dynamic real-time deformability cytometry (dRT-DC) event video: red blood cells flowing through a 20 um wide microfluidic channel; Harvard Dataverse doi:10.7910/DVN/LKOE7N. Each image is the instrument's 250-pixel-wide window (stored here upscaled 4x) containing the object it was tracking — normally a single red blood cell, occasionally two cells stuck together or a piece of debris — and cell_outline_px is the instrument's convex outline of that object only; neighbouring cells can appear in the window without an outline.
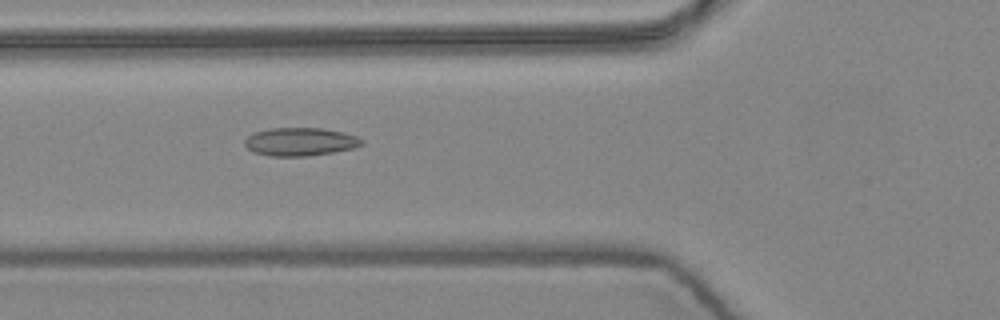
{"species": "common noctule bat (a hibernating species)", "species_latin": "Nyctalus noctula", "temperature_condition": "warm", "stored_images_in_passage": 6, "camera_frame_rate_fps": 3000, "um_per_image_px": 0.085, "animal": {"sex": "female", "body_mass_g": 24.6, "forearm_length_mm": 56.2}, "frame": {"image": 1, "passage_image": 6, "time_ms": 1.667, "image_size_px": [1000, 320], "cell_outline_px": [[364, 144], [356, 148], [308, 156], [268, 156], [252, 152], [244, 144], [244, 140], [248, 136], [256, 132], [268, 128], [320, 128], [344, 132], [356, 136], [364, 140]], "centroid_in_image_um": [25.53, 12.05], "position_along_channel_um": 100.3, "area_um2": 19.36}}